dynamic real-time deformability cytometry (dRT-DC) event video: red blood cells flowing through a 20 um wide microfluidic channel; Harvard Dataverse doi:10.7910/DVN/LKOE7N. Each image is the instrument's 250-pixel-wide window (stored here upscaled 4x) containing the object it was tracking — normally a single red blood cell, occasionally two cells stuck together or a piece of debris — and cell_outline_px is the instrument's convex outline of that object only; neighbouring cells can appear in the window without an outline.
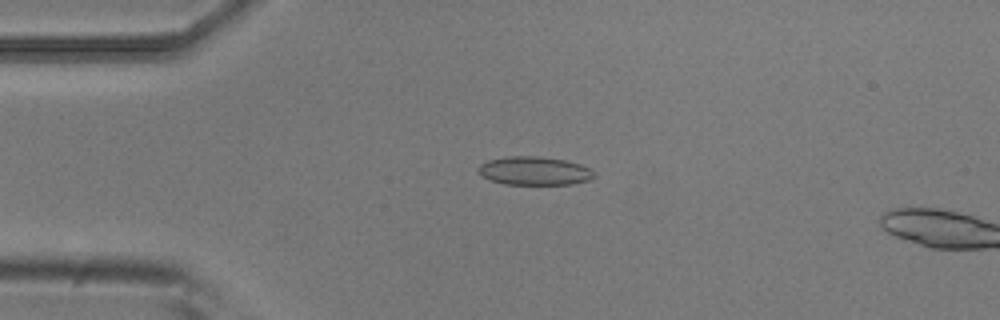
{"species": "common noctule bat (a hibernating species)", "species_latin": "Nyctalus noctula", "temperature_condition": "room temperature", "stored_images_in_passage": 5, "camera_frame_rate_fps": 3000, "um_per_image_px": 0.085, "animal": {"sex": "male", "body_mass_g": 20.5, "forearm_length_mm": 52.5}, "frame": {"image": 1, "passage_image": 4, "time_ms": 1.0, "image_size_px": [1000, 320], "cell_outline_px": [[596, 176], [588, 180], [572, 184], [504, 184], [492, 180], [476, 172], [480, 164], [488, 160], [508, 156], [540, 156], [564, 160], [580, 164], [588, 168]], "centroid_in_image_um": [45.4, 14.52], "position_along_channel_um": 39.6, "area_um2": 19.07}}